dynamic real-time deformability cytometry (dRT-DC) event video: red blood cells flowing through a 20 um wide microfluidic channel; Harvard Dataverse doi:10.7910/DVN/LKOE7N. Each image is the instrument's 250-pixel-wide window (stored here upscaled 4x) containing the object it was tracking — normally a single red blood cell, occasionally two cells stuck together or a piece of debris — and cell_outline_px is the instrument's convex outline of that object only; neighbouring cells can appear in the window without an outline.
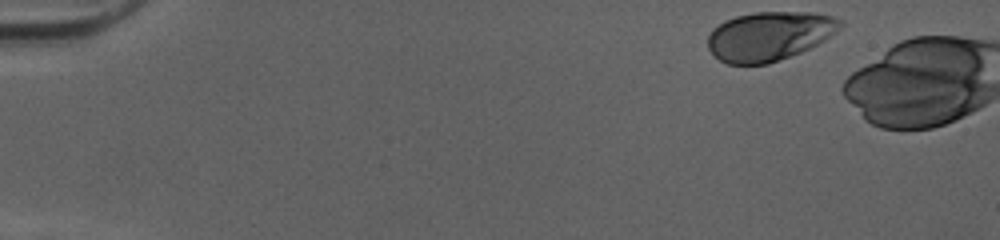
{"species": "human", "species_latin": "Homo sapiens", "temperature_condition": "cold", "stored_images_in_passage": 4, "camera_frame_rate_fps": 3000, "um_per_image_px": 0.085, "donor": {"sex": "female"}, "frame": {"image": 1, "passage_image": 1, "time_ms": 0.0, "image_size_px": [1000, 240], "cell_outline_px": [[844, 24], [840, 28], [824, 40], [800, 52], [768, 64], [728, 64], [720, 60], [708, 48], [708, 36], [712, 28], [724, 20], [736, 16], [756, 12], [816, 12], [832, 16], [844, 20]], "centroid_in_image_um": [65.39, 3.05], "position_along_channel_um": 19.6, "area_um2": 37.86}}